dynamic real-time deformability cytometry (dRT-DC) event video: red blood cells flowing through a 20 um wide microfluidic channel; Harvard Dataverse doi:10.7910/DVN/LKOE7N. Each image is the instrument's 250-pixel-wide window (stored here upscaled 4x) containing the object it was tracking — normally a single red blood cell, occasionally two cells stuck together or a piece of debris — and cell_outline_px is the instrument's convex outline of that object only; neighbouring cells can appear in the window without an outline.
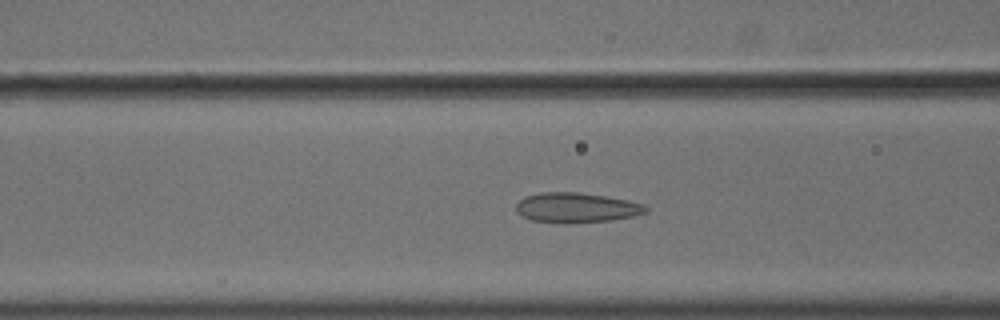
{"species": "common noctule bat (a hibernating species)", "species_latin": "Nyctalus noctula", "temperature_condition": "cold", "stored_images_in_passage": 55, "camera_frame_rate_fps": 3000, "um_per_image_px": 0.085, "animal": {"sex": "male", "body_mass_g": 18.8}, "frame": {"image": 1, "passage_image": 22, "time_ms": 7.0, "image_size_px": [1000, 320], "cell_outline_px": [[648, 212], [632, 216], [612, 220], [572, 224], [568, 224], [532, 220], [520, 216], [516, 212], [516, 204], [524, 196], [540, 192], [576, 192], [604, 196], [628, 200], [644, 204], [648, 208]], "centroid_in_image_um": [48.97, 17.66], "position_along_channel_um": 117.6, "area_um2": 22.89}}
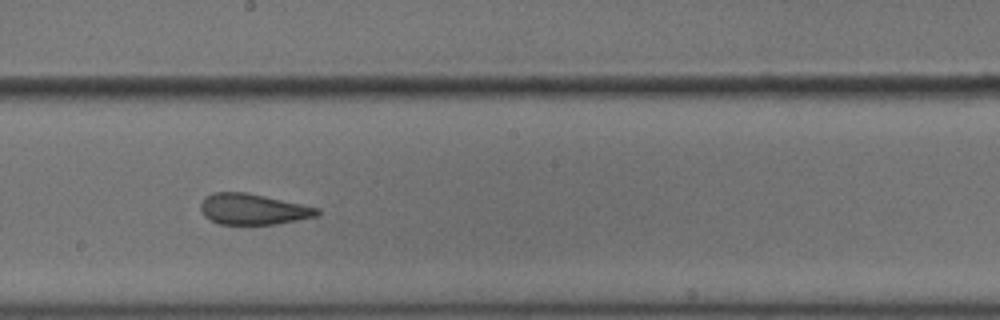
{"frame": {"image": 2, "passage_image": 31, "time_ms": 10.0, "image_size_px": [1000, 320], "cell_outline_px": [[320, 212], [316, 216], [276, 224], [220, 224], [204, 216], [200, 208], [200, 204], [208, 196], [216, 192], [244, 192], [264, 196], [320, 208]], "centroid_in_image_um": [21.51, 17.78], "position_along_channel_um": 226.7, "area_um2": 20.58}}
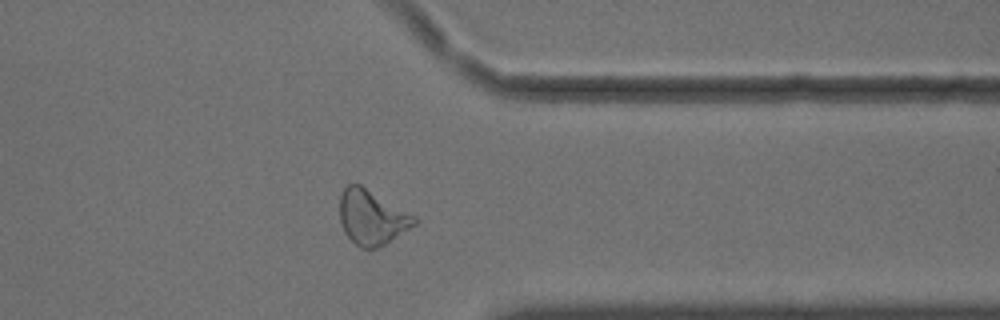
{"frame": {"image": 3, "passage_image": 44, "time_ms": 14.333, "image_size_px": [1000, 320], "cell_outline_px": [[416, 224], [384, 244], [376, 248], [360, 248], [344, 232], [340, 220], [340, 196], [344, 188], [348, 184], [360, 184], [416, 216]], "centroid_in_image_um": [31.59, 18.46], "position_along_channel_um": 379.8, "area_um2": 23.47}, "authors_computed_cell_mechanics": {"area_um2": 23.4668, "velocity_mm_per_s": 3.6268, "shape_relaxation_time_tau1_ms": null, "shape_relaxation_time_tau2_ms": 1.5272, "deformation_change_tau1": null, "deformation_change_tau2": 0.0862}}